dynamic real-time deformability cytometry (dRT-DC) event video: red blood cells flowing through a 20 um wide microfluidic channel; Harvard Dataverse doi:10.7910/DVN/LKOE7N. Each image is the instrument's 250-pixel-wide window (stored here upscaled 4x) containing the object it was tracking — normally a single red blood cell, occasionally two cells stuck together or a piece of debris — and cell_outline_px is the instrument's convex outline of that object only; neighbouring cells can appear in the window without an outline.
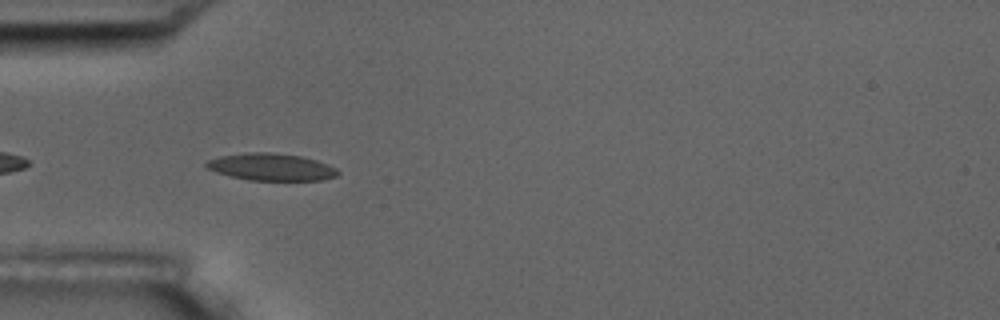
{"species": "common noctule bat (a hibernating species)", "species_latin": "Nyctalus noctula", "temperature_condition": "room temperature", "stored_images_in_passage": 5, "camera_frame_rate_fps": 3000, "um_per_image_px": 0.085, "animal": {"sex": "male", "body_mass_g": 17.5, "forearm_length_mm": 52.3}, "frame": {"image": 1, "passage_image": 4, "time_ms": 4.0, "image_size_px": [1000, 320], "cell_outline_px": [[340, 172], [336, 176], [320, 180], [248, 180], [216, 172], [208, 168], [204, 164], [208, 160], [220, 156], [244, 152], [268, 152], [300, 156], [316, 160], [328, 164], [336, 168]], "centroid_in_image_um": [23.05, 14.19], "position_along_channel_um": 61.9, "area_um2": 20.69}}